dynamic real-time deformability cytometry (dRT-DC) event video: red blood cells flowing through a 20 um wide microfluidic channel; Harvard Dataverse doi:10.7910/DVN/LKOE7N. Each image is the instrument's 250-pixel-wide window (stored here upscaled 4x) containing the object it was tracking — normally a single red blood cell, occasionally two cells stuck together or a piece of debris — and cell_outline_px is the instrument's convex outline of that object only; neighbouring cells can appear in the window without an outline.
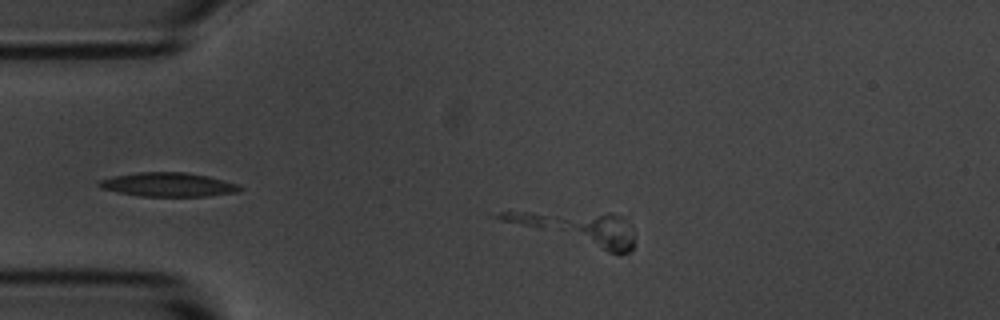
{"species": "common noctule bat (a hibernating species)", "species_latin": "Nyctalus noctula", "temperature_condition": "room temperature", "stored_images_in_passage": 5, "segment_of_instrument_passage": [1, 2], "camera_frame_rate_fps": 3000, "um_per_image_px": 0.085, "animal": {"sex": "male", "body_mass_g": 20.1, "forearm_length_mm": 53.5}, "frame": {"image": 1, "passage_image": 3, "time_ms": 3.0, "image_size_px": [1000, 320], "cell_outline_px": [[632, 248], [628, 252], [608, 252], [500, 220], [496, 216], [500, 212], [612, 212], [624, 216], [632, 224]], "centroid_in_image_um": [49.21, 19.35], "position_along_channel_um": 35.8, "area_um2": 25.09}}